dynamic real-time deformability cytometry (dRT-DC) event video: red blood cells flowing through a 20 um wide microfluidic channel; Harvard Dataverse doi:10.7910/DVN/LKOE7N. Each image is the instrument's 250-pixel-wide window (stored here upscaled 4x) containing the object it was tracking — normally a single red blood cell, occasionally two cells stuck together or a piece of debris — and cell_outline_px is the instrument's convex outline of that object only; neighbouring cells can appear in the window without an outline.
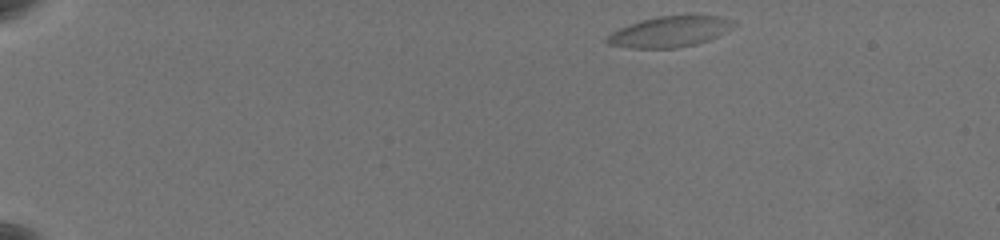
{"species": "common noctule bat (a hibernating species)", "species_latin": "Nyctalus noctula", "temperature_condition": "warm", "stored_images_in_passage": 54, "camera_frame_rate_fps": 3000, "um_per_image_px": 0.085, "animal": {"sex": "female", "body_mass_g": 19.5, "forearm_length_mm": 54.1}, "frame": {"image": 1, "passage_image": 1, "time_ms": 0.0, "image_size_px": [1000, 240], "cell_outline_px": [[740, 24], [708, 40], [696, 44], [676, 48], [632, 48], [608, 44], [604, 40], [612, 32], [620, 28], [644, 20], [660, 16], [716, 16], [732, 20]], "centroid_in_image_um": [56.95, 2.7], "position_along_channel_um": 28.0, "area_um2": 22.25}}
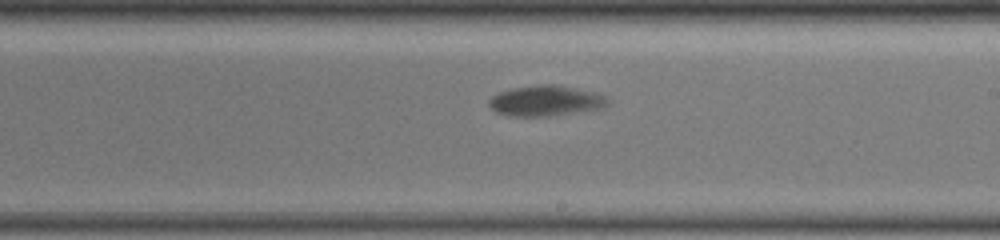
{"frame": {"image": 2, "passage_image": 31, "time_ms": 10.0, "image_size_px": [1000, 240], "cell_outline_px": [[612, 100], [604, 108], [548, 116], [508, 116], [496, 112], [488, 104], [488, 100], [492, 96], [500, 92], [512, 88], [536, 84], [556, 84], [596, 92]], "centroid_in_image_um": [46.41, 8.56], "position_along_channel_um": 242.6, "area_um2": 21.33}}
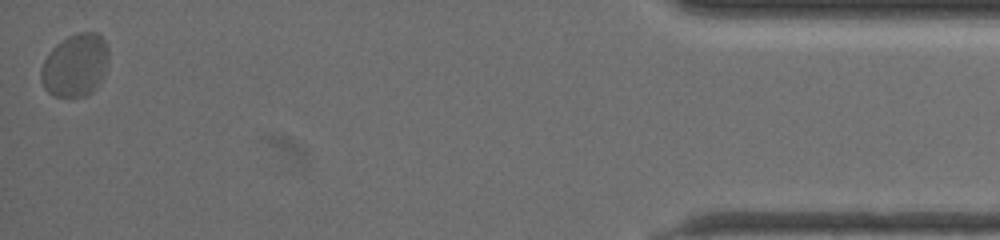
{"frame": {"image": 3, "passage_image": 54, "time_ms": 17.667, "image_size_px": [1000, 240], "cell_outline_px": [[108, 56], [96, 88], [92, 92], [84, 96], [56, 96], [48, 92], [44, 88], [40, 76], [40, 72], [44, 60], [52, 48], [56, 44], [68, 36], [76, 32], [96, 32], [104, 40], [108, 48]], "centroid_in_image_um": [6.36, 5.53], "position_along_channel_um": 428.8, "area_um2": 24.33}, "authors_computed_cell_mechanics": {"area_um2": 21.5016, "velocity_mm_per_s": 3.3697, "shape_relaxation_time_tau1_ms": 5.7064, "shape_relaxation_time_tau2_ms": null, "deformation_change_tau1": 0.1829, "deformation_change_tau2": null}}